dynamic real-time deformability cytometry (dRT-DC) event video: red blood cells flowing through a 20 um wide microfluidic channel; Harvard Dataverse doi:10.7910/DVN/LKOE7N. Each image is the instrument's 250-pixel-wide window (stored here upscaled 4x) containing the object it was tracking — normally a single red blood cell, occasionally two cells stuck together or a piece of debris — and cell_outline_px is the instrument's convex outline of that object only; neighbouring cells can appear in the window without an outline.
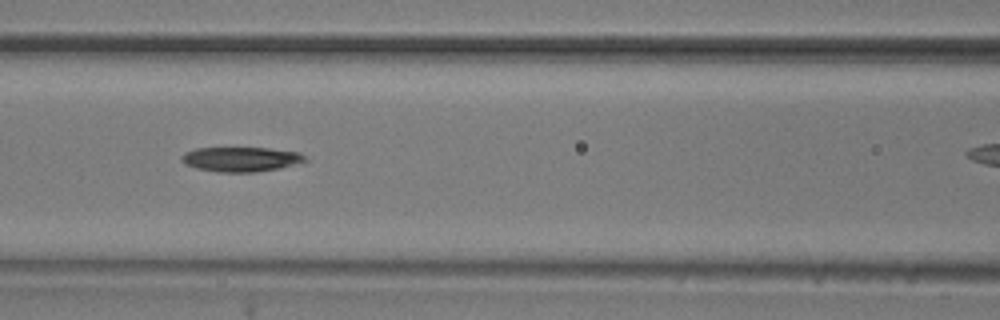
{"species": "common noctule bat (a hibernating species)", "species_latin": "Nyctalus noctula", "temperature_condition": "room temperature", "stored_images_in_passage": 8, "camera_frame_rate_fps": 3000, "um_per_image_px": 0.085, "animal": {"sex": "male", "body_mass_g": 20.5, "forearm_length_mm": 52.5}, "frame": {"image": 1, "passage_image": 5, "time_ms": 1.333, "image_size_px": [1000, 320], "cell_outline_px": [[308, 160], [280, 168], [256, 172], [216, 172], [196, 168], [184, 164], [180, 160], [180, 156], [184, 152], [196, 148], [268, 148], [300, 152]], "centroid_in_image_um": [20.43, 13.53], "position_along_channel_um": 146.2, "area_um2": 17.86}}
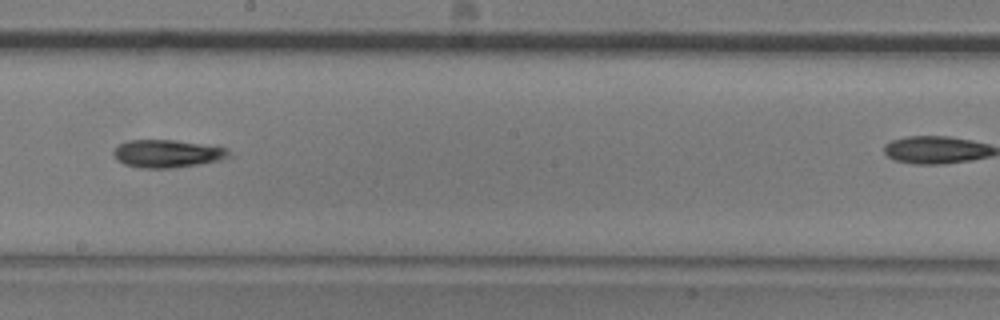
{"frame": {"image": 2, "passage_image": 7, "time_ms": 2.0, "image_size_px": [1000, 320], "cell_outline_px": [[232, 156], [220, 160], [200, 164], [176, 168], [140, 168], [124, 164], [116, 160], [112, 152], [120, 144], [128, 140], [176, 140], [228, 148]], "centroid_in_image_um": [14.23, 13.07], "position_along_channel_um": 234.0, "area_um2": 18.84}}